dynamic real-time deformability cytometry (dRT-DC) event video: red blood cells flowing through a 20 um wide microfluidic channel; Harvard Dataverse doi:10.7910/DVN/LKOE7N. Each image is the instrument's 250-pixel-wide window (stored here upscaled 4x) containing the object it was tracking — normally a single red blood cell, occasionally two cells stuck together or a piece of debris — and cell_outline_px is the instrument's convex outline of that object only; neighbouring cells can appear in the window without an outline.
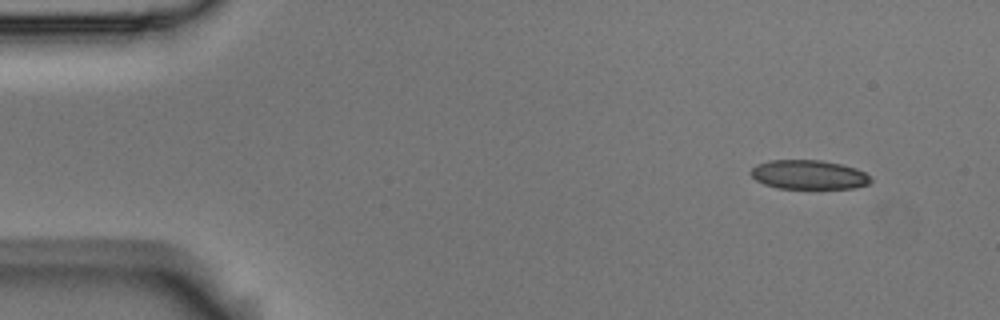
{"species": "Egyptian fruit bat (a non-hibernating species)", "species_latin": "Rousettus aegyptiacus", "temperature_condition": "room temperature", "stored_images_in_passage": 4, "camera_frame_rate_fps": 3000, "um_per_image_px": 0.085, "animal": {"sex": "male"}, "frame": {"image": 1, "passage_image": 1, "time_ms": 0.0, "image_size_px": [1000, 320], "cell_outline_px": [[872, 180], [868, 184], [852, 188], [776, 188], [764, 184], [756, 180], [752, 176], [752, 168], [756, 164], [768, 160], [820, 160], [840, 164], [856, 168], [864, 172]], "centroid_in_image_um": [68.72, 14.84], "position_along_channel_um": 16.3, "area_um2": 20.23}}
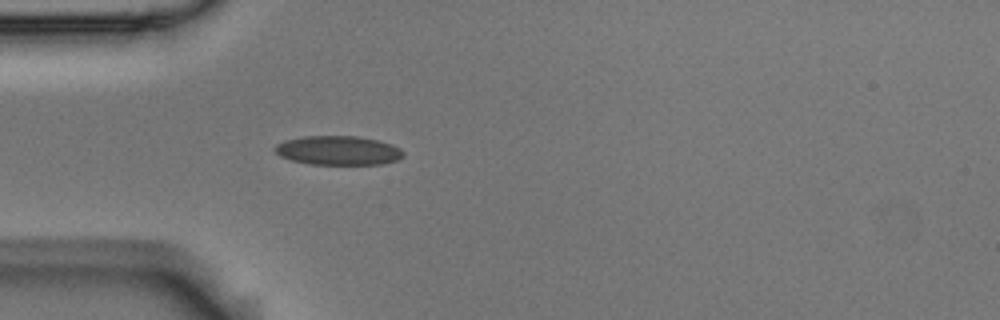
{"frame": {"image": 2, "passage_image": 4, "time_ms": 1.0, "image_size_px": [1000, 320], "cell_outline_px": [[404, 156], [396, 160], [380, 164], [308, 164], [292, 160], [280, 156], [272, 148], [276, 144], [284, 140], [304, 136], [356, 136], [380, 140], [392, 144], [400, 148], [404, 152]], "centroid_in_image_um": [28.74, 12.78], "position_along_channel_um": 56.3, "area_um2": 21.91}}